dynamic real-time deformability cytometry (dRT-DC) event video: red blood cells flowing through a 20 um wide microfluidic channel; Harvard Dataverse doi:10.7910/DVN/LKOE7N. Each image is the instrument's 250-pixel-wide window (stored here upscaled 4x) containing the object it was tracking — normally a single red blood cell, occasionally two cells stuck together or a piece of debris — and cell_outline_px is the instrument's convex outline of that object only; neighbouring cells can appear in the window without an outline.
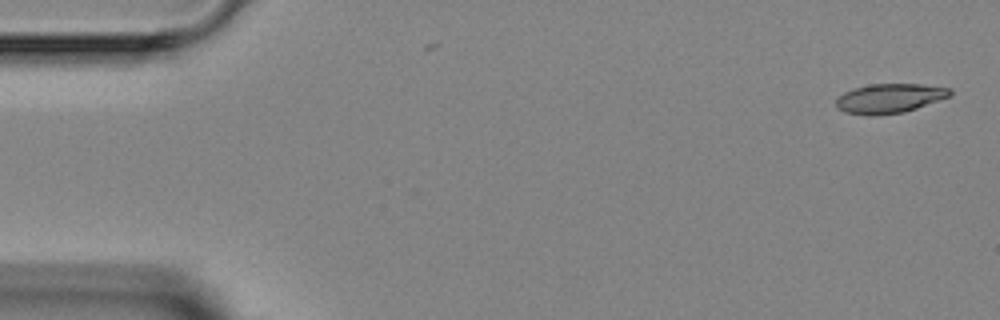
{"species": "Egyptian fruit bat (a non-hibernating species)", "species_latin": "Rousettus aegyptiacus", "temperature_condition": "room temperature", "stored_images_in_passage": 4, "camera_frame_rate_fps": 3000, "um_per_image_px": 0.085, "animal": {"sex": "female"}, "frame": {"image": 1, "passage_image": 1, "time_ms": 0.0, "image_size_px": [1000, 320], "cell_outline_px": [[952, 96], [904, 112], [872, 116], [868, 116], [844, 112], [836, 108], [836, 96], [852, 88], [872, 84], [920, 84], [952, 88]], "centroid_in_image_um": [75.59, 8.36], "position_along_channel_um": 9.4, "area_um2": 19.83}}